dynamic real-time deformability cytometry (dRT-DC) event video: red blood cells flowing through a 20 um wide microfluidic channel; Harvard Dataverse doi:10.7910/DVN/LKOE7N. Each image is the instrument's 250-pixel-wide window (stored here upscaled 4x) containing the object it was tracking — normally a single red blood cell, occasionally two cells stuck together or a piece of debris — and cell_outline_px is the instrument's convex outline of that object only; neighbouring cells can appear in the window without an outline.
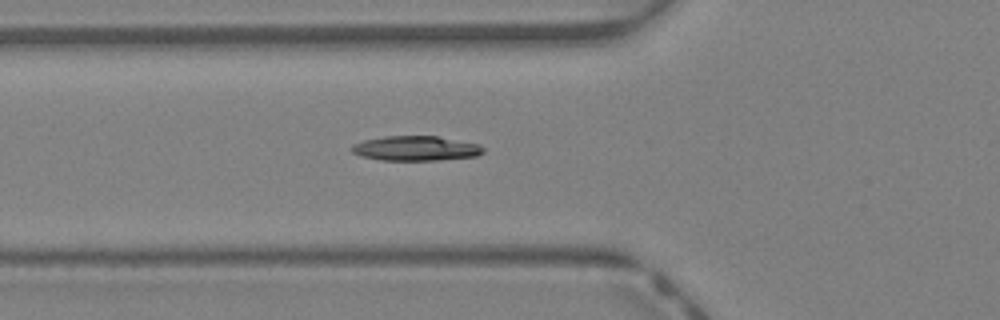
{"species": "Egyptian fruit bat (a non-hibernating species)", "species_latin": "Rousettus aegyptiacus", "temperature_condition": "warm", "stored_images_in_passage": 32, "segment_of_instrument_passage": [1, 2], "camera_frame_rate_fps": 3000, "um_per_image_px": 0.085, "animal": {"sex": "female"}, "frame": {"image": 1, "passage_image": 3, "time_ms": 0.667, "image_size_px": [1000, 320], "cell_outline_px": [[484, 152], [476, 156], [436, 160], [380, 160], [360, 156], [352, 152], [352, 144], [364, 140], [384, 136], [440, 136], [480, 144], [484, 148]], "centroid_in_image_um": [35.35, 12.6], "position_along_channel_um": 90.5, "area_um2": 19.07}}
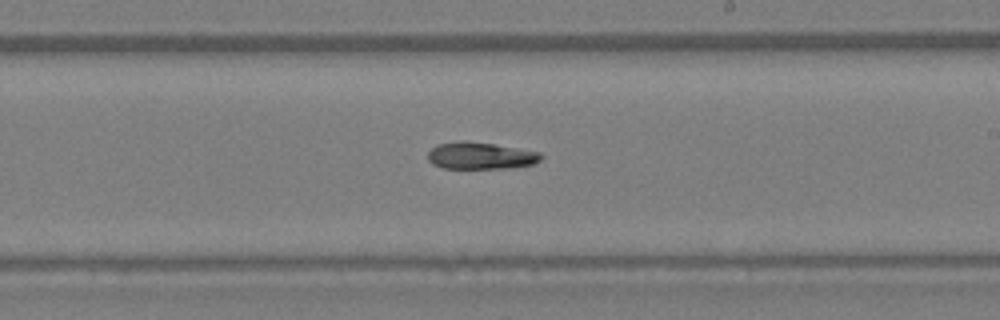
{"frame": {"image": 2, "passage_image": 13, "time_ms": 4.0, "image_size_px": [1000, 320], "cell_outline_px": [[544, 156], [540, 160], [532, 164], [504, 168], [444, 168], [432, 164], [428, 160], [428, 152], [436, 144], [460, 140], [464, 140], [492, 144], [540, 152]], "centroid_in_image_um": [40.8, 13.22], "position_along_channel_um": 248.2, "area_um2": 17.69}}
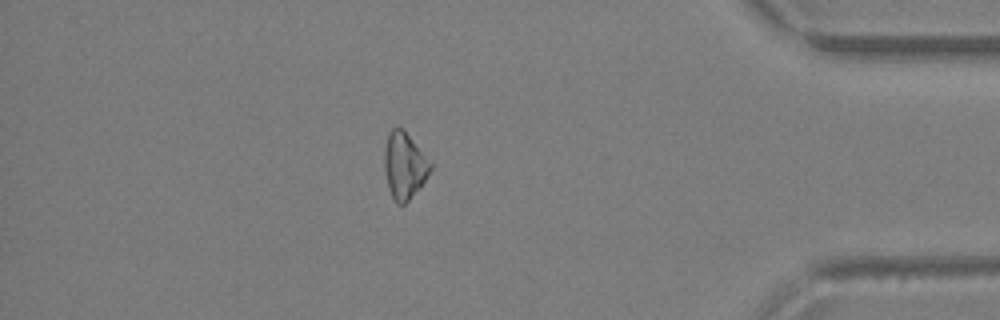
{"frame": {"image": 3, "passage_image": 25, "time_ms": 8.0, "image_size_px": [1000, 320], "cell_outline_px": [[432, 168], [424, 180], [408, 200], [404, 204], [396, 204], [388, 188], [384, 168], [384, 148], [388, 132], [392, 128], [404, 128], [432, 160]], "centroid_in_image_um": [34.37, 14.01], "position_along_channel_um": 400.8, "area_um2": 18.09}}